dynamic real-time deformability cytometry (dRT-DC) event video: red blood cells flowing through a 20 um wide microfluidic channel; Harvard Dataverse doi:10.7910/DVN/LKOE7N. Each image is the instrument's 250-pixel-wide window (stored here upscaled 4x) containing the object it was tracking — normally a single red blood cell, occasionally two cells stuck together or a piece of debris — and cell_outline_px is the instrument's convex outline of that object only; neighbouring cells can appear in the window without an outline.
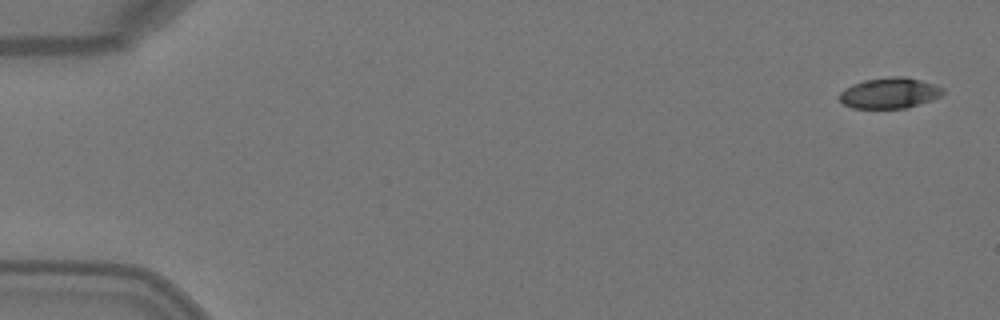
{"species": "Egyptian fruit bat (a non-hibernating species)", "species_latin": "Rousettus aegyptiacus", "temperature_condition": "warm", "stored_images_in_passage": 4, "camera_frame_rate_fps": 3000, "um_per_image_px": 0.085, "animal": {"sex": "female"}, "frame": {"image": 1, "passage_image": 1, "time_ms": 0.0, "image_size_px": [1000, 320], "cell_outline_px": [[944, 92], [940, 96], [932, 100], [904, 108], [852, 108], [844, 104], [840, 100], [840, 92], [844, 88], [852, 84], [864, 80], [892, 76], [908, 76], [944, 88]], "centroid_in_image_um": [75.6, 7.9], "position_along_channel_um": 9.4, "area_um2": 18.5}}
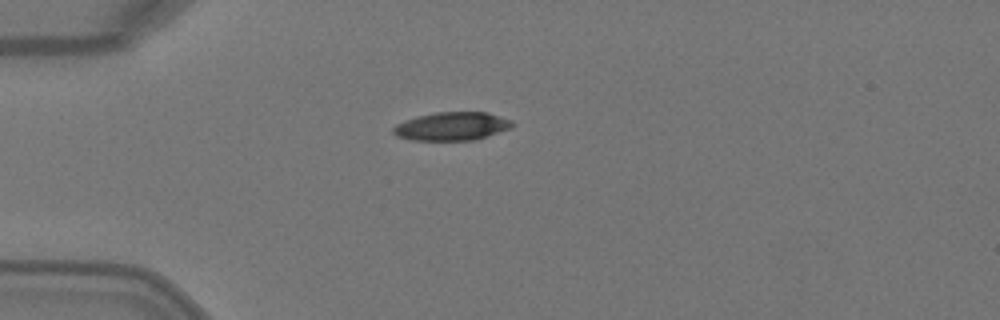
{"frame": {"image": 2, "passage_image": 4, "time_ms": 1.0, "image_size_px": [1000, 320], "cell_outline_px": [[516, 124], [508, 128], [472, 140], [412, 140], [396, 136], [392, 132], [392, 128], [396, 124], [416, 116], [436, 112], [488, 112], [512, 120]], "centroid_in_image_um": [38.37, 10.72], "position_along_channel_um": 46.6, "area_um2": 19.48}}